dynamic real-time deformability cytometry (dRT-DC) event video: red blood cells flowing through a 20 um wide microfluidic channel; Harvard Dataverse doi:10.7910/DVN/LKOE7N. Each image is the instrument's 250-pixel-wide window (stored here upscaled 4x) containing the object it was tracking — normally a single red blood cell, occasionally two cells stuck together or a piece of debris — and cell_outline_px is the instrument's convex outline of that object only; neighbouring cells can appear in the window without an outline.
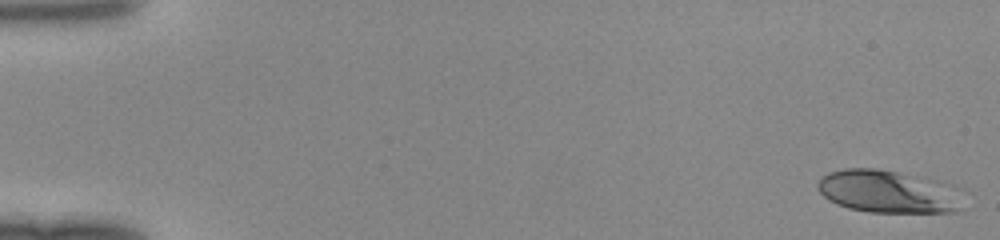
{"species": "human", "species_latin": "Homo sapiens", "temperature_condition": "room temperature", "stored_images_in_passage": 48, "camera_frame_rate_fps": 3000, "um_per_image_px": 0.085, "donor": {"sex": "female"}, "frame": {"image": 1, "passage_image": 1, "time_ms": 0.0, "image_size_px": [1000, 240], "cell_outline_px": [[964, 208], [956, 212], [868, 212], [848, 208], [836, 204], [828, 200], [816, 188], [816, 184], [820, 176], [828, 172], [844, 168], [876, 168], [924, 176], [936, 180]], "centroid_in_image_um": [75.27, 16.27], "position_along_channel_um": 9.7, "area_um2": 35.55}}
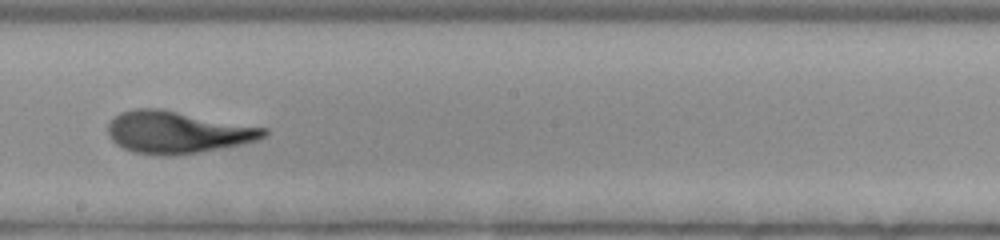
{"frame": {"image": 2, "passage_image": 28, "time_ms": 9.0, "image_size_px": [1000, 240], "cell_outline_px": [[268, 136], [256, 140], [240, 144], [196, 152], [168, 156], [160, 156], [132, 152], [116, 144], [108, 136], [108, 124], [120, 112], [136, 108], [160, 108], [268, 128]], "centroid_in_image_um": [15.06, 11.23], "position_along_channel_um": 233.1, "area_um2": 38.21}}
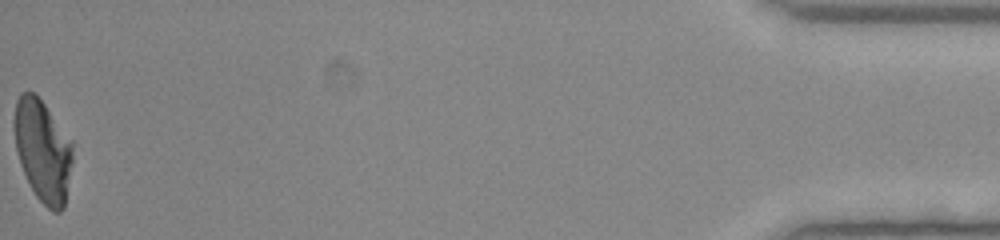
{"frame": {"image": 3, "passage_image": 48, "time_ms": 15.667, "image_size_px": [1000, 240], "cell_outline_px": [[72, 160], [64, 208], [60, 212], [52, 212], [36, 196], [20, 164], [16, 152], [12, 124], [12, 120], [16, 100], [20, 92], [32, 92], [44, 104], [72, 140]], "centroid_in_image_um": [3.61, 12.78], "position_along_channel_um": 431.6, "area_um2": 34.8}}